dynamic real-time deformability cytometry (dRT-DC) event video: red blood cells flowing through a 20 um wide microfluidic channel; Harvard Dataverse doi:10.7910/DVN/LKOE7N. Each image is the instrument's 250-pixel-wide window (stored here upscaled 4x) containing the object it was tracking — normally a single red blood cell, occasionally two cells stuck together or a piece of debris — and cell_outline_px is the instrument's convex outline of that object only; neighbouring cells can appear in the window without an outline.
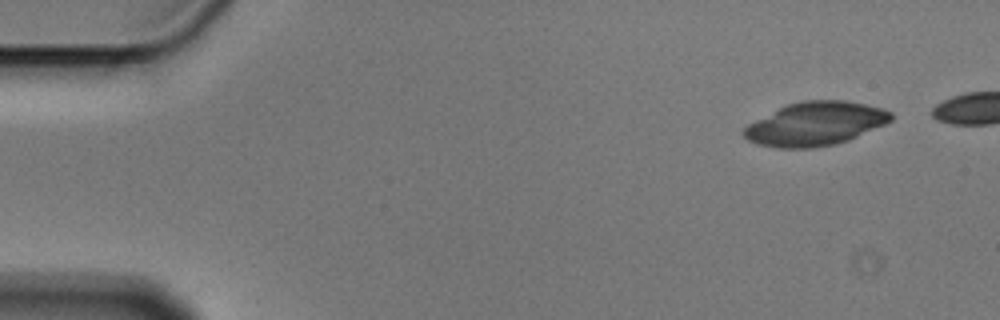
{"species": "Egyptian fruit bat (a non-hibernating species)", "species_latin": "Rousettus aegyptiacus", "temperature_condition": "cold", "stored_images_in_passage": 5, "camera_frame_rate_fps": 3000, "um_per_image_px": 0.085, "animal": {"sex": "male"}, "frame": {"image": 1, "passage_image": 1, "time_ms": 0.0, "image_size_px": [1000, 320], "cell_outline_px": [[892, 120], [884, 124], [848, 140], [832, 144], [808, 148], [780, 148], [756, 144], [748, 140], [744, 136], [744, 128], [748, 124], [788, 104], [800, 100], [844, 100], [884, 108], [892, 112]], "centroid_in_image_um": [69.31, 10.51], "position_along_channel_um": 15.7, "area_um2": 36.93}}